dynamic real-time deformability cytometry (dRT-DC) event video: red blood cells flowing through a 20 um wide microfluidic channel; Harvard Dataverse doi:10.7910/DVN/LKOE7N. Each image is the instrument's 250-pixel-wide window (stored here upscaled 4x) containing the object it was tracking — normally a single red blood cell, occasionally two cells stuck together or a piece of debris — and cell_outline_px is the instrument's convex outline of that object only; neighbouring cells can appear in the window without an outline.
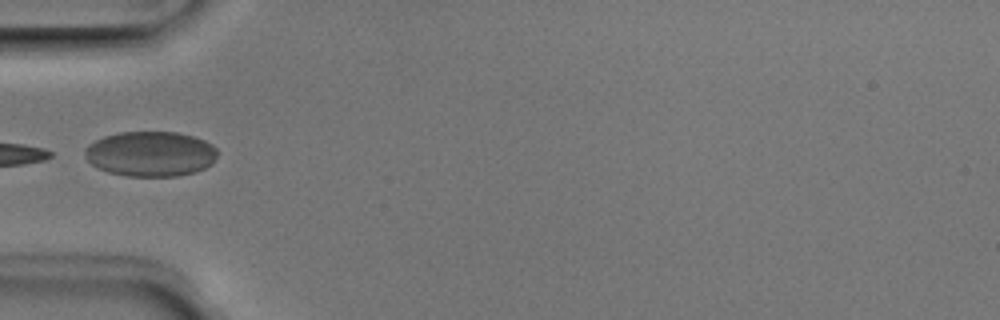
{"species": "Egyptian fruit bat (a non-hibernating species)", "species_latin": "Rousettus aegyptiacus", "temperature_condition": "room temperature", "stored_images_in_passage": 5, "camera_frame_rate_fps": 3000, "um_per_image_px": 0.085, "animal": {"sex": "male"}, "frame": {"image": 1, "passage_image": 5, "time_ms": 1.333, "image_size_px": [1000, 320], "cell_outline_px": [[216, 156], [212, 164], [196, 172], [176, 176], [128, 176], [108, 172], [96, 168], [88, 160], [84, 152], [84, 148], [88, 144], [104, 136], [120, 132], [176, 132], [192, 136], [204, 140], [212, 144], [216, 148]], "centroid_in_image_um": [12.78, 13.08], "position_along_channel_um": 72.2, "area_um2": 34.91}}